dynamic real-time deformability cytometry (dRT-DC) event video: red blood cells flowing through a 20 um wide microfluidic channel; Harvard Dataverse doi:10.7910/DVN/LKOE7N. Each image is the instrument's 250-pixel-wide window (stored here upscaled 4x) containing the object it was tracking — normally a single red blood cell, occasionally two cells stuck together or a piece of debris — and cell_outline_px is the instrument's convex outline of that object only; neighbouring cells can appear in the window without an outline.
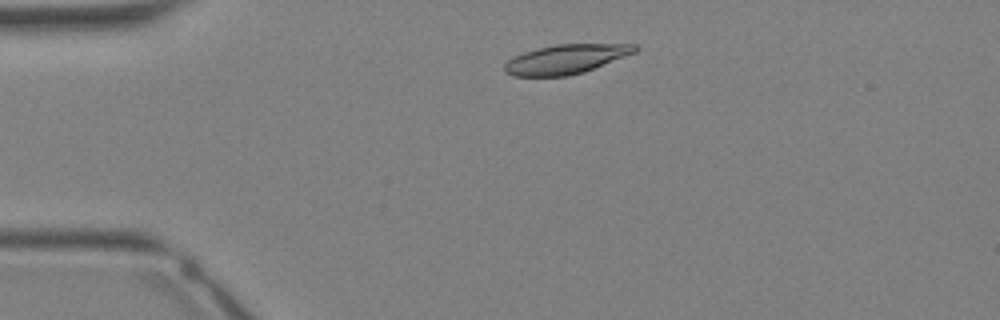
{"species": "Egyptian fruit bat (a non-hibernating species)", "species_latin": "Rousettus aegyptiacus", "temperature_condition": "warm", "stored_images_in_passage": 31, "camera_frame_rate_fps": 3000, "um_per_image_px": 0.085, "animal": {"sex": "female"}, "frame": {"image": 1, "passage_image": 4, "time_ms": 1.0, "image_size_px": [1000, 320], "cell_outline_px": [[640, 48], [636, 52], [584, 72], [568, 76], [512, 76], [504, 72], [504, 64], [508, 60], [524, 52], [556, 44], [636, 44]], "centroid_in_image_um": [48.11, 5.03], "position_along_channel_um": 36.9, "area_um2": 22.2}}
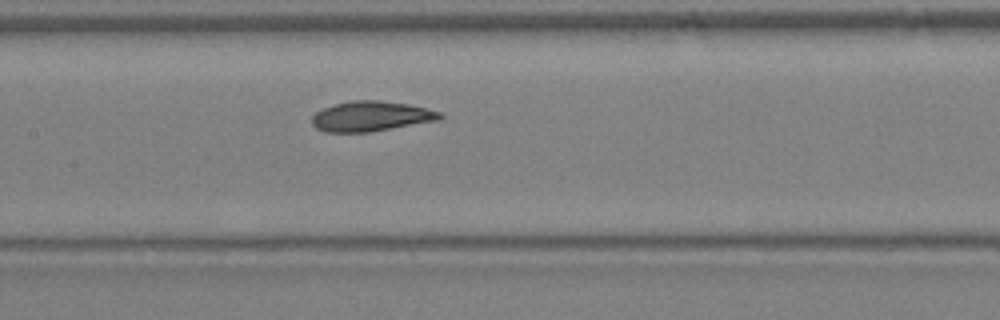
{"frame": {"image": 2, "passage_image": 13, "time_ms": 4.0, "image_size_px": [1000, 320], "cell_outline_px": [[444, 116], [440, 120], [368, 132], [324, 132], [316, 128], [312, 124], [312, 116], [316, 112], [324, 108], [336, 104], [352, 100], [380, 100], [408, 104], [440, 112]], "centroid_in_image_um": [31.53, 9.88], "position_along_channel_um": 175.9, "area_um2": 22.31}}
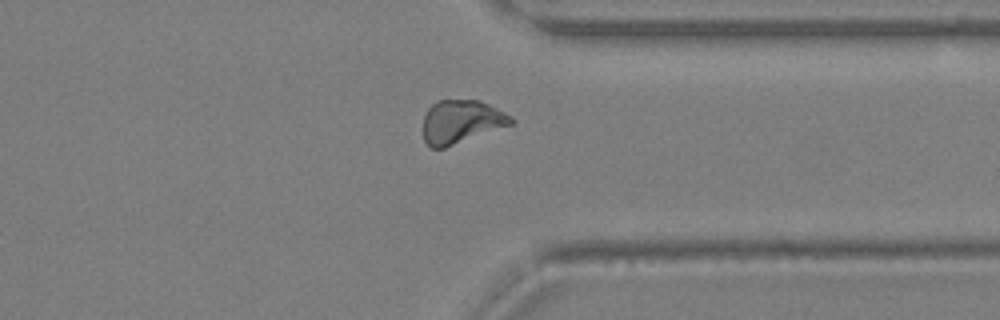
{"frame": {"image": 3, "passage_image": 23, "time_ms": 7.333, "image_size_px": [1000, 320], "cell_outline_px": [[516, 120], [512, 124], [444, 148], [432, 148], [424, 140], [424, 116], [428, 108], [436, 100], [480, 100], [512, 116]], "centroid_in_image_um": [39.21, 10.33], "position_along_channel_um": 372.2, "area_um2": 22.08}}